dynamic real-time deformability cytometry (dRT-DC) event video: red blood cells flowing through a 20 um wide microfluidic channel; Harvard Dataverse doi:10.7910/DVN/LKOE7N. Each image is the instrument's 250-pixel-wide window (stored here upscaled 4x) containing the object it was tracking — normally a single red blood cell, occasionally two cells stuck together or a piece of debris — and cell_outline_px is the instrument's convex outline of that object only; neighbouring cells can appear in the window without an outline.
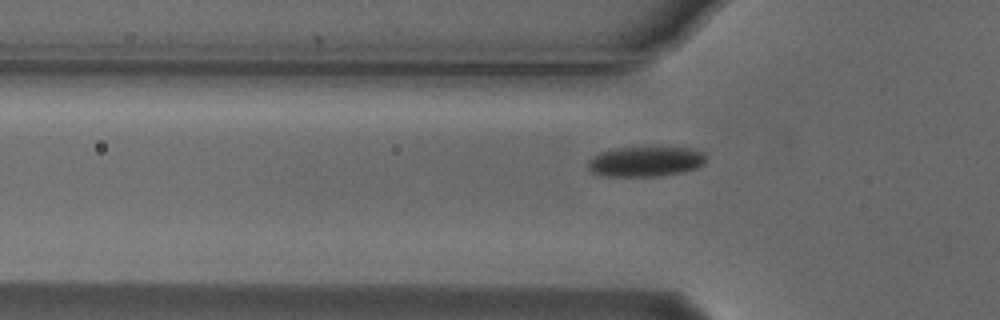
{"species": "Egyptian fruit bat (a non-hibernating species)", "species_latin": "Rousettus aegyptiacus", "temperature_condition": "cold", "stored_images_in_passage": 39, "camera_frame_rate_fps": 3000, "um_per_image_px": 0.085, "animal": {"sex": "male"}, "frame": {"image": 1, "passage_image": 8, "time_ms": 2.333, "image_size_px": [1000, 320], "cell_outline_px": [[708, 156], [704, 164], [696, 168], [684, 172], [660, 176], [604, 176], [592, 172], [588, 168], [588, 160], [600, 152], [616, 148], [652, 144], [660, 144], [692, 148], [704, 152]], "centroid_in_image_um": [54.95, 13.67], "position_along_channel_um": 70.8, "area_um2": 21.96}}
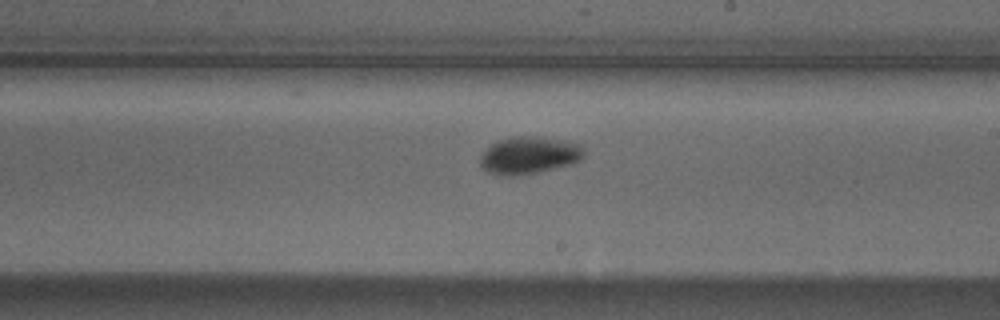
{"frame": {"image": 2, "passage_image": 22, "time_ms": 7.0, "image_size_px": [1000, 320], "cell_outline_px": [[584, 156], [580, 160], [568, 164], [540, 172], [516, 176], [500, 176], [488, 172], [480, 168], [480, 156], [492, 144], [500, 140], [516, 136], [532, 136], [580, 144], [584, 148]], "centroid_in_image_um": [44.93, 13.23], "position_along_channel_um": 244.1, "area_um2": 22.37}}
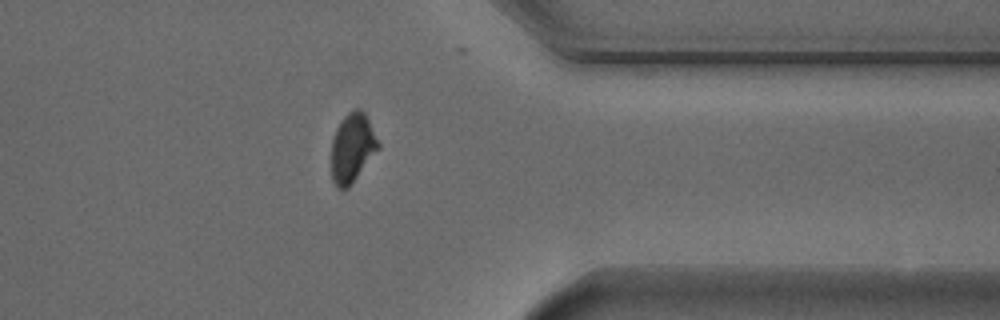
{"frame": {"image": 3, "passage_image": 34, "time_ms": 11.0, "image_size_px": [1000, 320], "cell_outline_px": [[380, 148], [352, 184], [348, 188], [336, 188], [332, 180], [332, 140], [336, 128], [340, 120], [348, 112], [356, 108], [360, 108], [364, 112], [380, 144]], "centroid_in_image_um": [29.95, 12.57], "position_along_channel_um": 381.5, "area_um2": 18.96}, "authors_computed_cell_mechanics": {"area_um2": 20.4034, "velocity_mm_per_s": 3.7168, "shape_relaxation_time_tau1_ms": 2.2311, "shape_relaxation_time_tau2_ms": null, "deformation_change_tau1": 0.1017, "deformation_change_tau2": null}}